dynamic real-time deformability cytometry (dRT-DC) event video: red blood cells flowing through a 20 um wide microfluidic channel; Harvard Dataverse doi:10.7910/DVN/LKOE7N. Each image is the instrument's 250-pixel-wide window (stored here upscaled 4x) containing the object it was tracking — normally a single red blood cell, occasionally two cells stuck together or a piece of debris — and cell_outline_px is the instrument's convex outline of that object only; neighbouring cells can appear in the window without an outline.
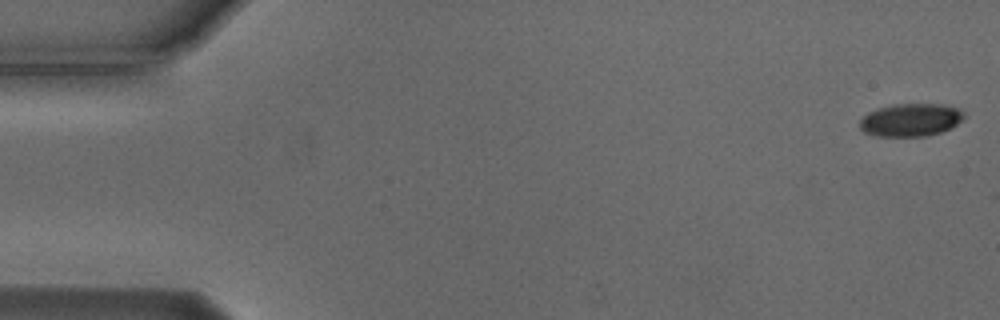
{"species": "Egyptian fruit bat (a non-hibernating species)", "species_latin": "Rousettus aegyptiacus", "temperature_condition": "cold", "stored_images_in_passage": 49, "camera_frame_rate_fps": 3000, "um_per_image_px": 0.085, "animal": {"sex": "male"}, "frame": {"image": 1, "passage_image": 1, "time_ms": 0.0, "image_size_px": [1000, 320], "cell_outline_px": [[964, 116], [956, 124], [940, 132], [928, 136], [876, 136], [864, 132], [860, 128], [860, 120], [868, 112], [880, 108], [896, 104], [944, 104], [960, 108], [964, 112]], "centroid_in_image_um": [77.41, 10.19], "position_along_channel_um": 7.6, "area_um2": 19.83}}
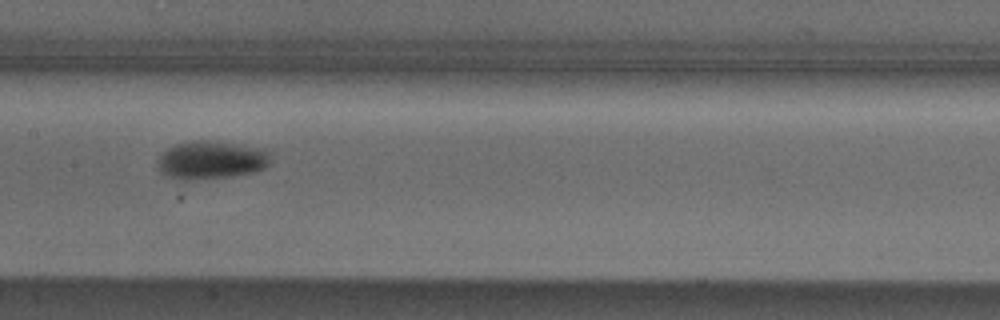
{"frame": {"image": 2, "passage_image": 27, "time_ms": 8.667, "image_size_px": [1000, 320], "cell_outline_px": [[268, 164], [264, 168], [252, 172], [232, 176], [188, 180], [180, 180], [168, 176], [160, 172], [160, 156], [168, 148], [176, 144], [196, 140], [204, 140], [264, 148], [268, 152]], "centroid_in_image_um": [17.95, 13.6], "position_along_channel_um": 189.5, "area_um2": 24.57}}
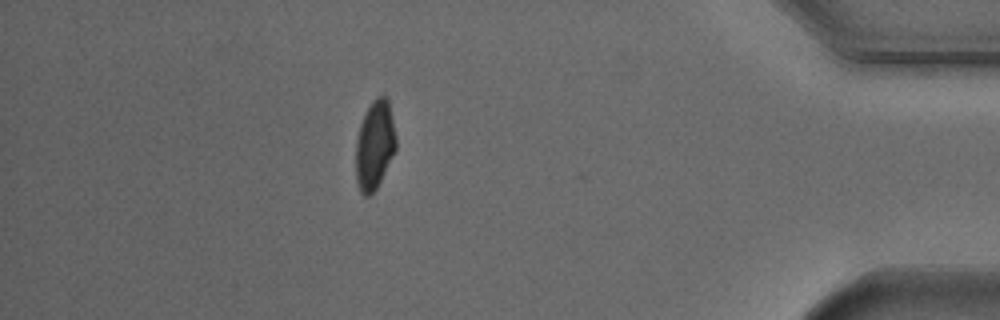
{"frame": {"image": 3, "passage_image": 48, "time_ms": 15.667, "image_size_px": [1000, 320], "cell_outline_px": [[396, 148], [376, 188], [368, 196], [364, 196], [360, 192], [356, 180], [356, 140], [360, 124], [372, 100], [376, 96], [384, 96], [388, 100], [396, 136]], "centroid_in_image_um": [31.83, 12.32], "position_along_channel_um": 403.4, "area_um2": 20.46}, "authors_computed_cell_mechanics": {"area_um2": 22.3108, "velocity_mm_per_s": 3.747, "shape_relaxation_time_tau1_ms": 2.535, "shape_relaxation_time_tau2_ms": null, "deformation_change_tau1": 0.1114, "deformation_change_tau2": null}}